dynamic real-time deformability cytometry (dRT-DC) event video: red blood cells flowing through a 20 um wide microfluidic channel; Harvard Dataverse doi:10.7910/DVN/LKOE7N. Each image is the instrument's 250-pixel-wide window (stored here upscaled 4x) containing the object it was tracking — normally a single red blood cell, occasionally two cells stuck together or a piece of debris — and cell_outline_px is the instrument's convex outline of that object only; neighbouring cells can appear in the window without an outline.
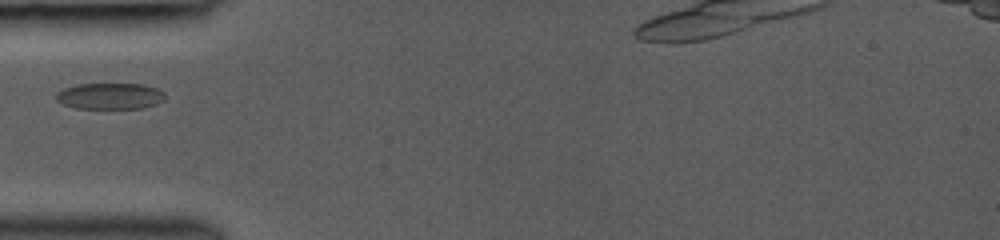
{"species": "common noctule bat (a hibernating species)", "species_latin": "Nyctalus noctula", "temperature_condition": "room temperature", "stored_images_in_passage": 30, "segment_of_instrument_passage": [1, 2], "camera_frame_rate_fps": 3000, "um_per_image_px": 0.085, "animal": {"sex": "female", "body_mass_g": 19.0, "forearm_length_mm": 53.3}, "frame": {"image": 1, "passage_image": 1, "time_ms": 0.0, "image_size_px": [1000, 240], "cell_outline_px": [[164, 100], [156, 104], [144, 108], [76, 108], [64, 104], [56, 100], [56, 92], [64, 88], [76, 84], [144, 84], [156, 88], [164, 92]], "centroid_in_image_um": [9.35, 8.16], "position_along_channel_um": 75.7, "area_um2": 16.65}}
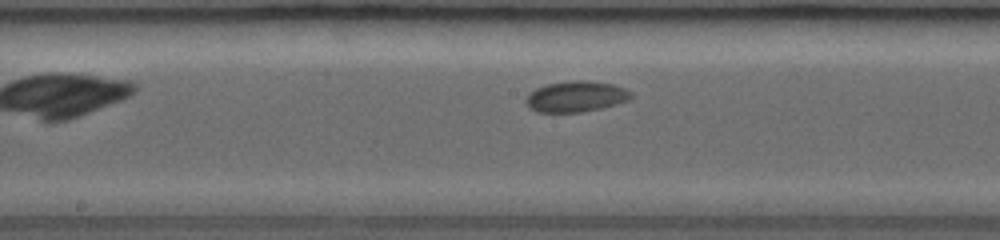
{"frame": {"image": 2, "passage_image": 10, "time_ms": 3.0, "image_size_px": [1000, 240], "cell_outline_px": [[632, 96], [628, 100], [616, 104], [600, 108], [580, 112], [536, 112], [528, 108], [524, 100], [536, 88], [548, 84], [572, 80], [584, 80], [612, 84], [624, 88], [632, 92]], "centroid_in_image_um": [48.94, 8.21], "position_along_channel_um": 199.3, "area_um2": 18.79}}
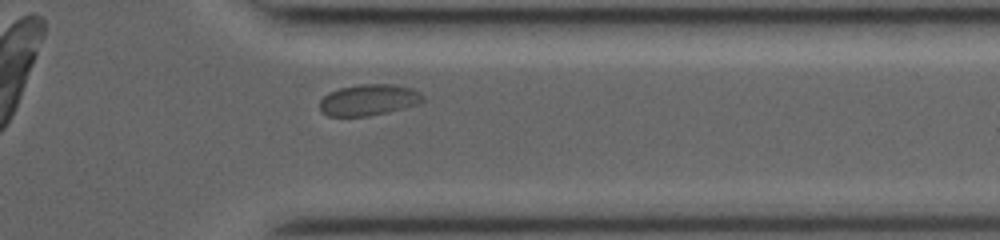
{"frame": {"image": 3, "passage_image": 23, "time_ms": 7.333, "image_size_px": [1000, 240], "cell_outline_px": [[424, 100], [420, 104], [388, 112], [368, 116], [328, 116], [320, 112], [320, 100], [324, 96], [340, 88], [360, 84], [396, 84], [412, 88], [420, 92], [424, 96]], "centroid_in_image_um": [31.38, 8.49], "position_along_channel_um": 380.0, "area_um2": 18.9}}